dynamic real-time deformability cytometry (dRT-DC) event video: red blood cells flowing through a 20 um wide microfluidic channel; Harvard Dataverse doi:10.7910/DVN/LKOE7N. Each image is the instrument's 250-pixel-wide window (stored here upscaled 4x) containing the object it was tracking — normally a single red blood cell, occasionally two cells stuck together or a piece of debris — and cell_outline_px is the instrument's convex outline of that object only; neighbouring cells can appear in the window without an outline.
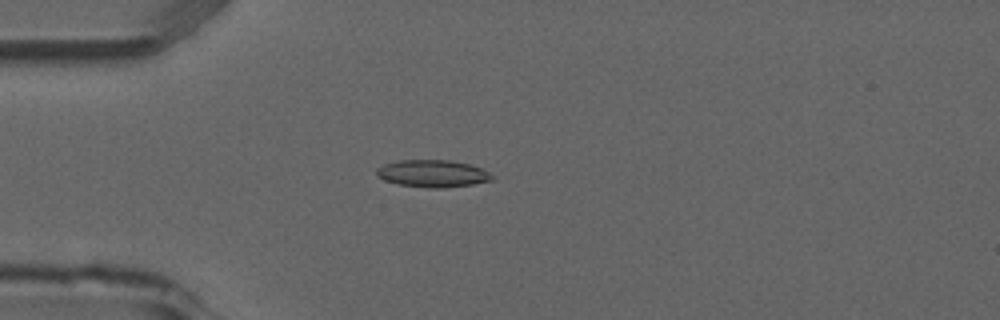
{"species": "common noctule bat (a hibernating species)", "species_latin": "Nyctalus noctula", "temperature_condition": "room temperature", "stored_images_in_passage": 52, "camera_frame_rate_fps": 3000, "um_per_image_px": 0.085, "animal": {"sex": "male", "forearm_length_mm": 52.5}, "frame": {"image": 1, "passage_image": 14, "time_ms": 4.333, "image_size_px": [1000, 320], "cell_outline_px": [[496, 176], [492, 180], [472, 184], [444, 188], [428, 188], [396, 184], [384, 180], [376, 176], [376, 168], [384, 164], [400, 160], [448, 160], [468, 164], [480, 168]], "centroid_in_image_um": [36.74, 14.76], "position_along_channel_um": 48.3, "area_um2": 18.38}}
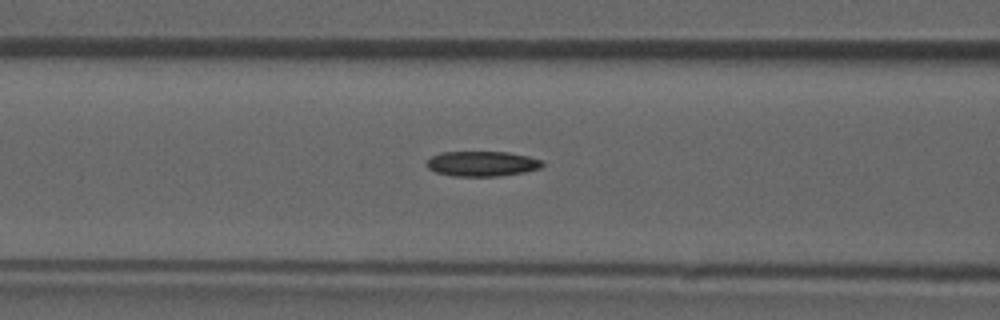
{"frame": {"image": 2, "passage_image": 21, "time_ms": 6.667, "image_size_px": [1000, 320], "cell_outline_px": [[544, 164], [540, 168], [524, 172], [496, 176], [452, 176], [436, 172], [428, 168], [428, 160], [432, 156], [440, 152], [508, 152], [528, 156], [544, 160]], "centroid_in_image_um": [41.0, 13.91], "position_along_channel_um": 125.6, "area_um2": 16.88}}
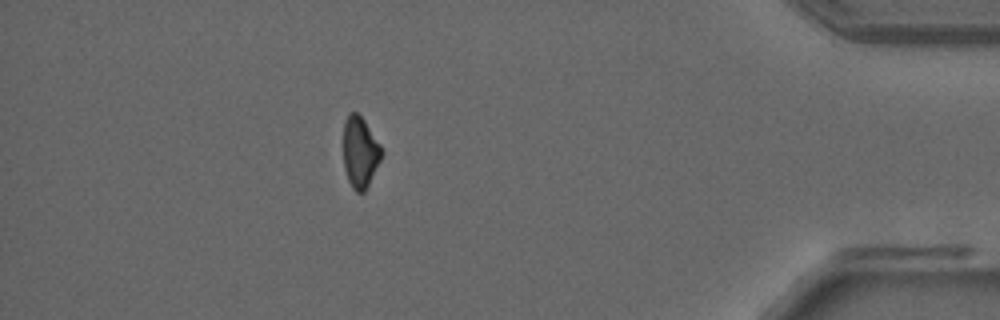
{"frame": {"image": 3, "passage_image": 46, "time_ms": 15.0, "image_size_px": [1000, 320], "cell_outline_px": [[384, 152], [364, 192], [356, 192], [352, 188], [348, 180], [344, 168], [344, 120], [348, 112], [356, 112], [364, 120], [380, 144]], "centroid_in_image_um": [30.6, 12.91], "position_along_channel_um": 404.6, "area_um2": 15.72}}